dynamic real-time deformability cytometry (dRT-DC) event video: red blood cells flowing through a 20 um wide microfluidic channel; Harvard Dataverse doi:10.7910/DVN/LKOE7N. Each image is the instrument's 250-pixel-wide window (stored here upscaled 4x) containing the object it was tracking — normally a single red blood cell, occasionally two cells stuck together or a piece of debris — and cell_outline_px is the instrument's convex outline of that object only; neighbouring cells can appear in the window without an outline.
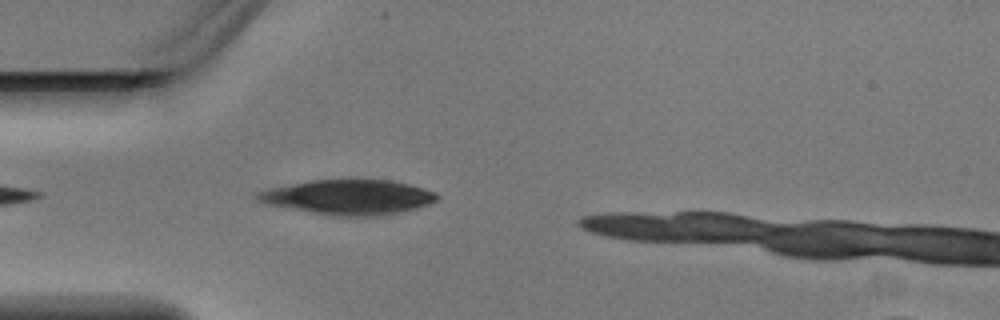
{"species": "Egyptian fruit bat (a non-hibernating species)", "species_latin": "Rousettus aegyptiacus", "temperature_condition": "warm", "stored_images_in_passage": 2, "camera_frame_rate_fps": 3000, "um_per_image_px": 0.085, "animal": {"sex": "male"}, "frame": {"image": 1, "passage_image": 2, "time_ms": 0.333, "image_size_px": [1000, 320], "cell_outline_px": [[440, 196], [436, 200], [428, 204], [416, 208], [384, 216], [332, 216], [268, 204], [260, 200], [256, 196], [256, 192], [268, 188], [312, 180], [392, 180], [408, 184], [436, 192]], "centroid_in_image_um": [29.65, 16.76], "position_along_channel_um": 55.3, "area_um2": 36.24}}